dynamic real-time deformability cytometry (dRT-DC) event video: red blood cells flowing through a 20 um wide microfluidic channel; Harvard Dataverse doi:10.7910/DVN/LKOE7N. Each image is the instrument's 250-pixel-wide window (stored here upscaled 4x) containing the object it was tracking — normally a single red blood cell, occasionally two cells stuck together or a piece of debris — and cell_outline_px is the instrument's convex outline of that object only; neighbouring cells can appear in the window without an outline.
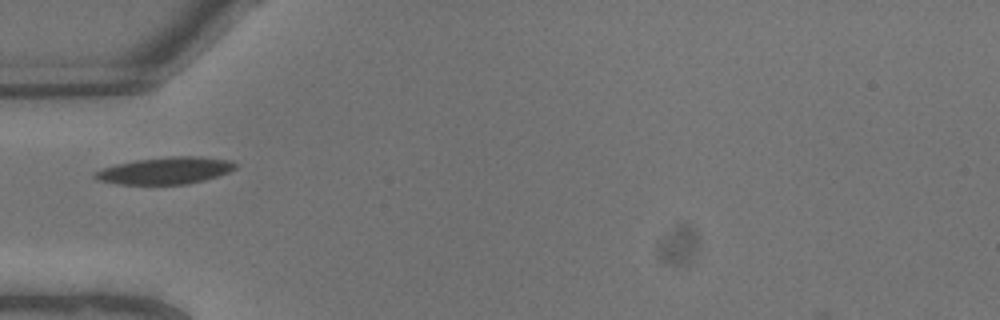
{"species": "common noctule bat (a hibernating species)", "species_latin": "Nyctalus noctula", "temperature_condition": "warm", "stored_images_in_passage": 4, "camera_frame_rate_fps": 3000, "um_per_image_px": 0.085, "animal": {"sex": "male", "body_mass_g": 13.3}, "frame": {"image": 1, "passage_image": 2, "time_ms": 0.333, "image_size_px": [1000, 320], "cell_outline_px": [[236, 168], [228, 172], [204, 180], [188, 184], [116, 184], [96, 180], [92, 176], [92, 172], [116, 164], [136, 160], [172, 156], [192, 156], [232, 160], [236, 164]], "centroid_in_image_um": [14.01, 14.5], "position_along_channel_um": 71.0, "area_um2": 22.02}}
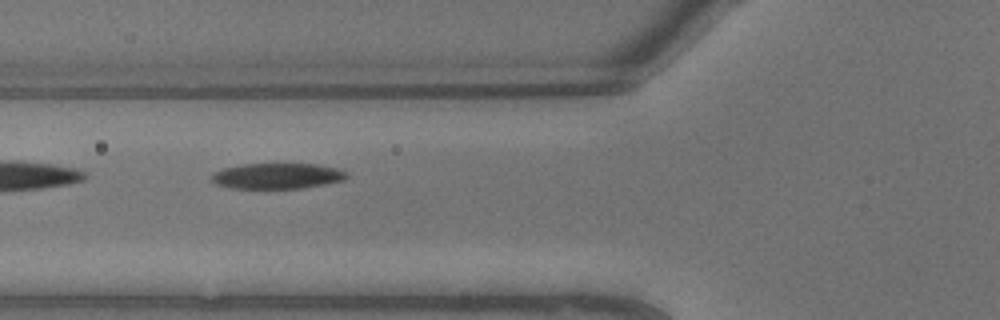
{"frame": {"image": 2, "passage_image": 3, "time_ms": 0.667, "image_size_px": [1000, 320], "cell_outline_px": [[348, 176], [344, 180], [304, 188], [232, 188], [216, 184], [212, 180], [212, 172], [224, 168], [244, 164], [316, 164], [336, 168], [344, 172]], "centroid_in_image_um": [23.54, 14.96], "position_along_channel_um": 102.3, "area_um2": 20.0}}